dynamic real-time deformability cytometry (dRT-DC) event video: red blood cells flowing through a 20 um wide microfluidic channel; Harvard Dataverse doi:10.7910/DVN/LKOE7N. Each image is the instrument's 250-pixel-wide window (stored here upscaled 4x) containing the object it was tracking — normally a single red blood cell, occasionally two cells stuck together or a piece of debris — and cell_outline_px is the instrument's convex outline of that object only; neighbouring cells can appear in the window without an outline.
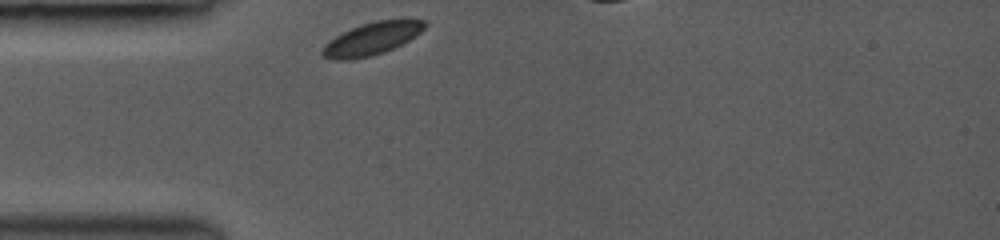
{"species": "common noctule bat (a hibernating species)", "species_latin": "Nyctalus noctula", "temperature_condition": "room temperature", "stored_images_in_passage": 1, "camera_frame_rate_fps": 3000, "um_per_image_px": 0.085, "animal": {"sex": "female", "body_mass_g": 19.0, "forearm_length_mm": 53.3}, "frame": {"image": 1, "passage_image": 1, "time_ms": 0.0, "image_size_px": [1000, 240], "cell_outline_px": [[428, 24], [420, 32], [408, 40], [384, 52], [372, 56], [352, 60], [332, 60], [324, 56], [320, 52], [320, 48], [328, 40], [360, 24], [376, 20], [428, 20]], "centroid_in_image_um": [31.55, 3.3], "position_along_channel_um": 53.5, "area_um2": 19.36}}